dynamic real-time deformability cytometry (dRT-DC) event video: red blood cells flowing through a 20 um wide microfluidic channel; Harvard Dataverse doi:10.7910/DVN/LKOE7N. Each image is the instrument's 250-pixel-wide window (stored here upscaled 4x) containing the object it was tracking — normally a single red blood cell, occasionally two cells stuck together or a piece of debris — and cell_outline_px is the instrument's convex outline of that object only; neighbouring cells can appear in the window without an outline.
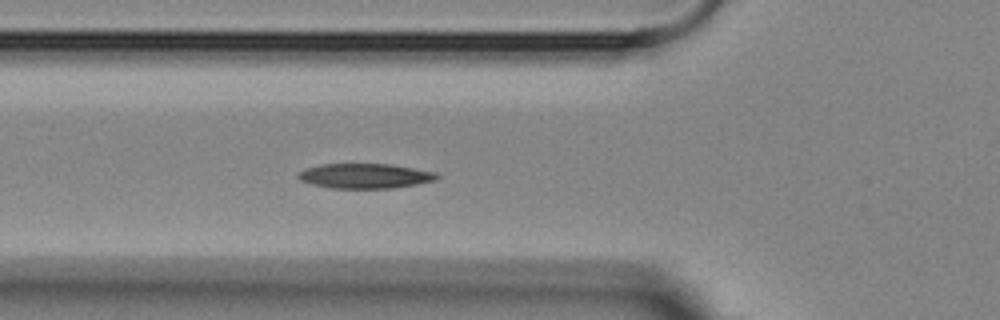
{"species": "Egyptian fruit bat (a non-hibernating species)", "species_latin": "Rousettus aegyptiacus", "temperature_condition": "room temperature", "stored_images_in_passage": 6, "segment_of_instrument_passage": [1, 2], "camera_frame_rate_fps": 3000, "um_per_image_px": 0.085, "animal": {"sex": "female"}, "frame": {"image": 1, "passage_image": 5, "time_ms": 4.667, "image_size_px": [1000, 320], "cell_outline_px": [[440, 176], [436, 180], [416, 184], [392, 188], [332, 188], [312, 184], [300, 180], [296, 176], [300, 172], [308, 168], [320, 164], [388, 164], [436, 172]], "centroid_in_image_um": [31.03, 14.95], "position_along_channel_um": 94.8, "area_um2": 19.88}}